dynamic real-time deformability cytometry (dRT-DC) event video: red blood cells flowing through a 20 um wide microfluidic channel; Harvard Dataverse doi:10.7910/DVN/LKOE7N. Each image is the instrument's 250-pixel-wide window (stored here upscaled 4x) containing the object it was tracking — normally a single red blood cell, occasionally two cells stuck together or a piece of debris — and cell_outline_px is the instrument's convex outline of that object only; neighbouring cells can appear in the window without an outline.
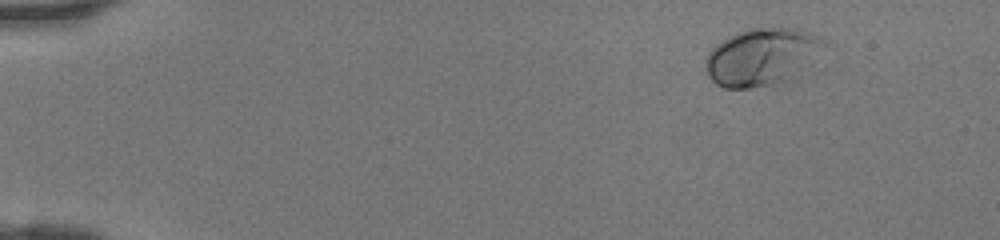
{"species": "human", "species_latin": "Homo sapiens", "temperature_condition": "room temperature", "stored_images_in_passage": 42, "camera_frame_rate_fps": 3000, "um_per_image_px": 0.085, "donor": {"sex": "female"}, "frame": {"image": 1, "passage_image": 1, "time_ms": 0.0, "image_size_px": [1000, 240], "cell_outline_px": [[828, 44], [792, 80], [772, 84], [748, 88], [724, 88], [716, 84], [708, 76], [704, 64], [704, 60], [708, 52], [716, 44], [748, 28], [796, 28], [820, 36], [828, 40]], "centroid_in_image_um": [64.77, 4.83], "position_along_channel_um": 20.2, "area_um2": 39.59}}
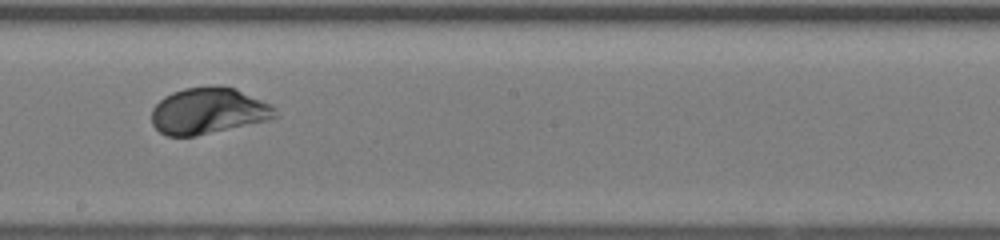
{"frame": {"image": 2, "passage_image": 23, "time_ms": 7.333, "image_size_px": [1000, 240], "cell_outline_px": [[280, 116], [268, 120], [196, 136], [168, 136], [160, 132], [152, 124], [152, 108], [164, 96], [172, 92], [184, 88], [212, 84], [216, 84], [236, 88], [272, 104], [276, 108]], "centroid_in_image_um": [17.74, 9.4], "position_along_channel_um": 230.5, "area_um2": 33.87}}
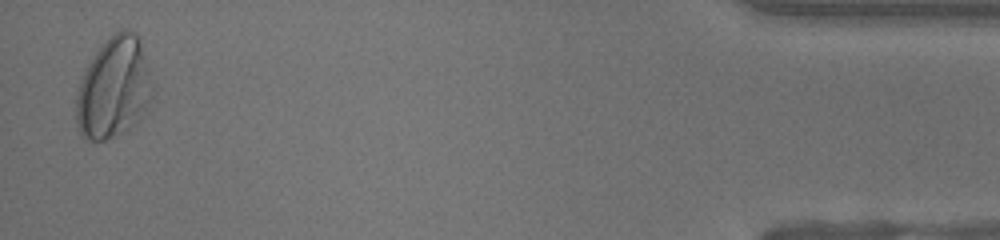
{"frame": {"image": 3, "passage_image": 41, "time_ms": 13.333, "image_size_px": [1000, 240], "cell_outline_px": [[152, 96], [140, 120], [128, 128], [104, 140], [88, 140], [80, 136], [76, 120], [76, 96], [80, 80], [84, 68], [96, 52], [112, 32], [124, 28], [128, 28], [136, 32], [140, 36], [152, 84]], "centroid_in_image_um": [9.66, 7.42], "position_along_channel_um": 425.5, "area_um2": 45.14}}